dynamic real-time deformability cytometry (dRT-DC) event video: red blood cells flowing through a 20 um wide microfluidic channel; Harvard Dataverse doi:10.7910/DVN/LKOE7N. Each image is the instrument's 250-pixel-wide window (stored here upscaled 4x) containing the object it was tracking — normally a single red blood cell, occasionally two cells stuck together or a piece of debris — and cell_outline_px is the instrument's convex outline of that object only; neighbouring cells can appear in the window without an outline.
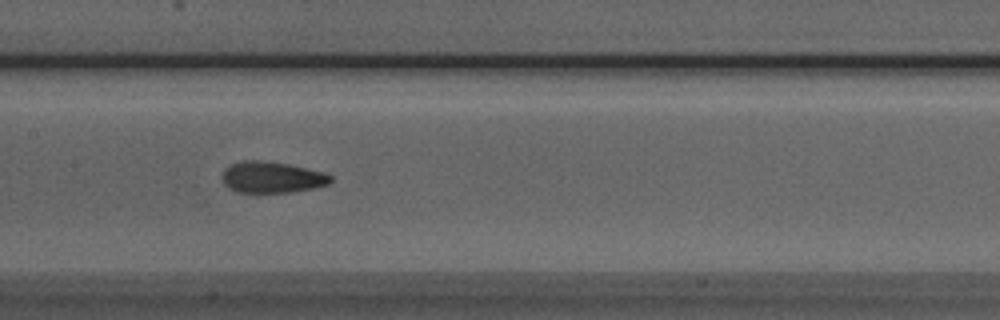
{"species": "Egyptian fruit bat (a non-hibernating species)", "species_latin": "Rousettus aegyptiacus", "temperature_condition": "room temperature", "stored_images_in_passage": 51, "camera_frame_rate_fps": 3000, "um_per_image_px": 0.085, "animal": {"sex": "male"}, "frame": {"image": 1, "passage_image": 25, "time_ms": 8.0, "image_size_px": [1000, 320], "cell_outline_px": [[332, 180], [328, 184], [312, 188], [292, 192], [236, 192], [228, 188], [224, 184], [220, 176], [224, 168], [232, 164], [244, 160], [260, 160], [288, 164], [324, 172], [332, 176]], "centroid_in_image_um": [23.07, 15.06], "position_along_channel_um": 184.3, "area_um2": 19.83}}
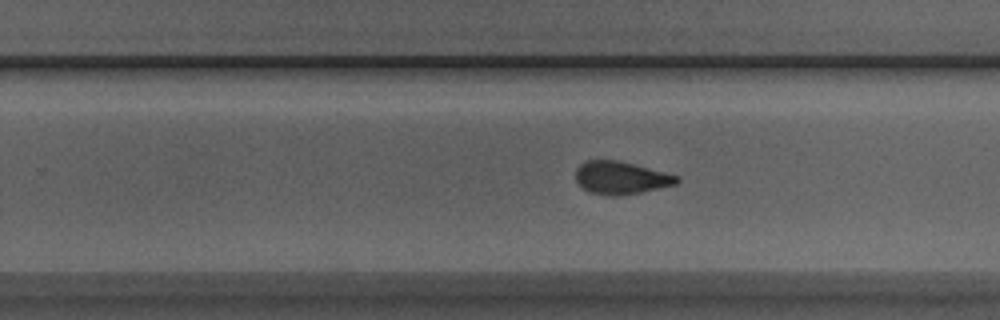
{"frame": {"image": 2, "passage_image": 32, "time_ms": 10.333, "image_size_px": [1000, 320], "cell_outline_px": [[680, 180], [676, 184], [640, 192], [616, 196], [608, 196], [588, 192], [576, 180], [576, 168], [580, 164], [588, 160], [620, 160], [680, 176]], "centroid_in_image_um": [52.78, 15.1], "position_along_channel_um": 277.0, "area_um2": 19.31}}
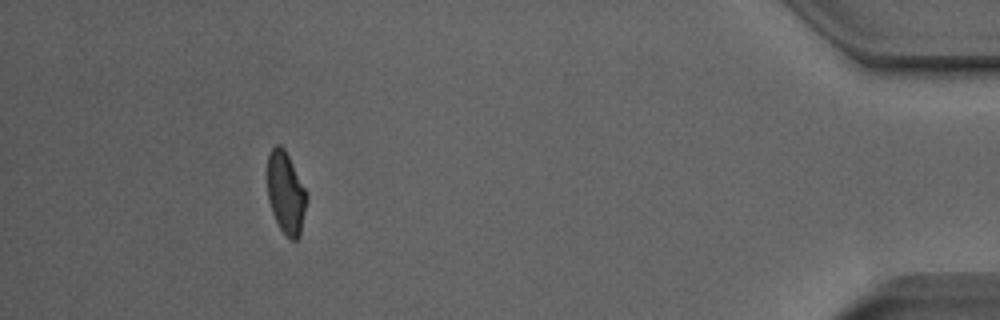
{"frame": {"image": 3, "passage_image": 47, "time_ms": 15.333, "image_size_px": [1000, 320], "cell_outline_px": [[308, 196], [300, 236], [296, 240], [292, 240], [280, 228], [272, 212], [268, 200], [268, 156], [272, 148], [276, 144], [280, 144], [284, 148]], "centroid_in_image_um": [24.3, 16.41], "position_along_channel_um": 410.9, "area_um2": 18.44}, "authors_computed_cell_mechanics": {"area_um2": 19.652, "velocity_mm_per_s": 3.9935, "shape_relaxation_time_tau1_ms": 4.8448, "shape_relaxation_time_tau2_ms": 2.0345, "deformation_change_tau1": 0.1545, "deformation_change_tau2": 0.0803}}